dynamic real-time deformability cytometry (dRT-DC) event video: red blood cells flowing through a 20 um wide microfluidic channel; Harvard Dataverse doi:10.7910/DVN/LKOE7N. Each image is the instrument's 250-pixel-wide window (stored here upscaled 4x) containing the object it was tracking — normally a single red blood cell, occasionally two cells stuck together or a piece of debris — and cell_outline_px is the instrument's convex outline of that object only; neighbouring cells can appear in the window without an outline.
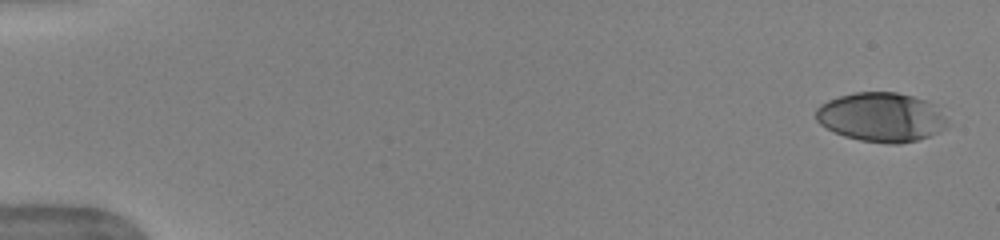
{"species": "human", "species_latin": "Homo sapiens", "temperature_condition": "warm", "stored_images_in_passage": 46, "camera_frame_rate_fps": 3000, "um_per_image_px": 0.085, "donor": {"sex": "female"}, "frame": {"image": 1, "passage_image": 1, "time_ms": 0.0, "image_size_px": [1000, 240], "cell_outline_px": [[948, 128], [928, 136], [916, 140], [900, 144], [888, 144], [860, 140], [844, 136], [820, 124], [816, 120], [816, 108], [820, 104], [828, 100], [852, 92], [896, 92], [928, 100], [936, 104], [944, 116]], "centroid_in_image_um": [74.92, 9.95], "position_along_channel_um": 10.1, "area_um2": 37.86}}
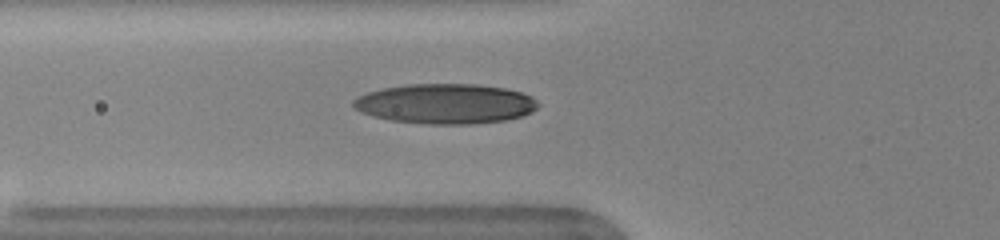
{"frame": {"image": 2, "passage_image": 16, "time_ms": 5.0, "image_size_px": [1000, 240], "cell_outline_px": [[540, 104], [532, 112], [508, 120], [472, 124], [424, 124], [392, 120], [360, 112], [352, 108], [352, 100], [368, 92], [384, 88], [404, 84], [476, 84], [504, 88], [520, 92], [532, 96]], "centroid_in_image_um": [37.87, 8.82], "position_along_channel_um": 87.9, "area_um2": 43.12}}
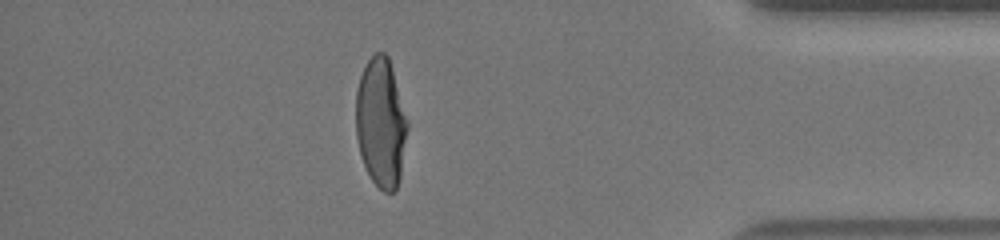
{"frame": {"image": 3, "passage_image": 40, "time_ms": 13.0, "image_size_px": [1000, 240], "cell_outline_px": [[408, 128], [400, 176], [396, 188], [392, 192], [384, 192], [372, 180], [360, 156], [356, 136], [356, 92], [360, 76], [368, 60], [376, 52], [384, 52], [388, 56], [392, 68], [408, 124]], "centroid_in_image_um": [32.36, 10.43], "position_along_channel_um": 402.8, "area_um2": 38.49}, "authors_computed_cell_mechanics": {"area_um2": 40.171, "velocity_mm_per_s": 4.0133, "shape_relaxation_time_tau1_ms": 4.2272, "shape_relaxation_time_tau2_ms": 0.956, "deformation_change_tau1": 0.2133, "deformation_change_tau2": 0.0742}}